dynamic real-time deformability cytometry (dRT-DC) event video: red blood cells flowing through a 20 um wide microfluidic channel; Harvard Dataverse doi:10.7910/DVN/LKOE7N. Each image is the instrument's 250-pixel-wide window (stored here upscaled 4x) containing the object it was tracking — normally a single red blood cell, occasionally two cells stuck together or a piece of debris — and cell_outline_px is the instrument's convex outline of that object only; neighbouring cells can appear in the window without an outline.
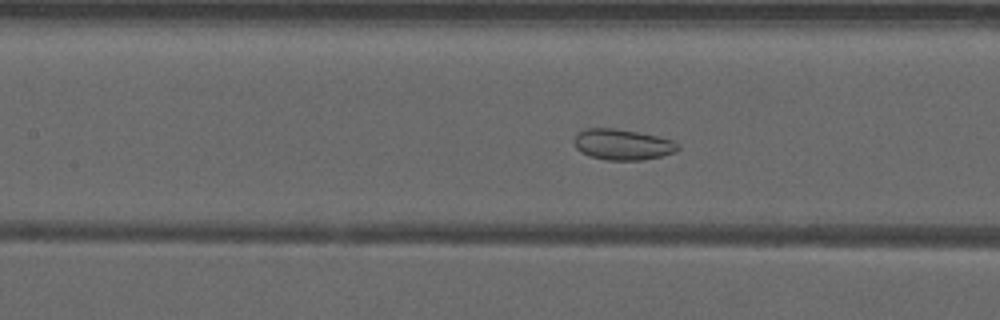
{"species": "common noctule bat (a hibernating species)", "species_latin": "Nyctalus noctula", "temperature_condition": "warm", "stored_images_in_passage": 52, "camera_frame_rate_fps": 3000, "um_per_image_px": 0.085, "animal": {"sex": "male", "forearm_length_mm": 52.5}, "frame": {"image": 1, "passage_image": 24, "time_ms": 7.667, "image_size_px": [1000, 320], "cell_outline_px": [[680, 148], [676, 152], [660, 156], [640, 160], [608, 160], [588, 156], [580, 152], [576, 148], [576, 132], [584, 128], [616, 128], [656, 136], [672, 140], [680, 144]], "centroid_in_image_um": [52.91, 12.28], "position_along_channel_um": 154.5, "area_um2": 18.61}}
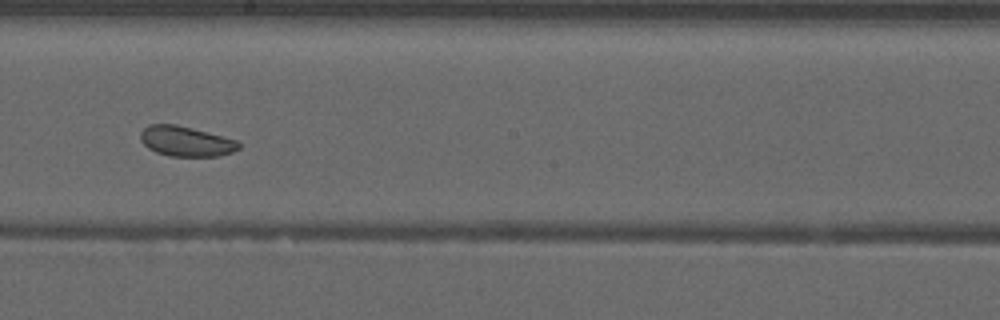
{"frame": {"image": 2, "passage_image": 30, "time_ms": 9.667, "image_size_px": [1000, 320], "cell_outline_px": [[240, 148], [232, 152], [216, 156], [168, 156], [156, 152], [148, 148], [140, 140], [140, 132], [148, 124], [176, 124], [192, 128], [236, 140], [240, 144]], "centroid_in_image_um": [15.77, 12.01], "position_along_channel_um": 232.4, "area_um2": 17.17}}
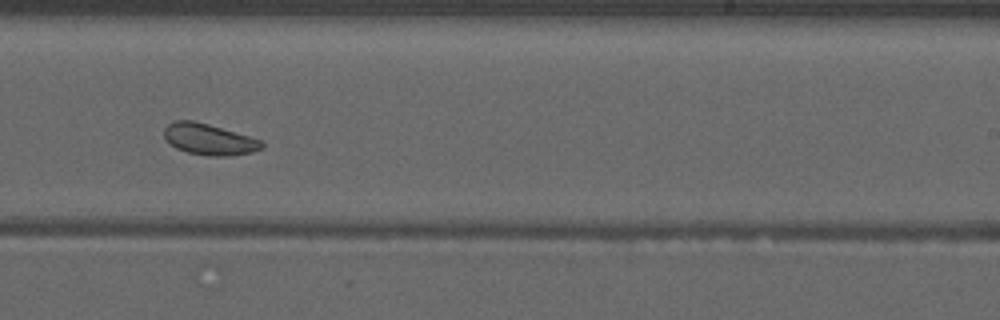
{"frame": {"image": 3, "passage_image": 33, "time_ms": 10.667, "image_size_px": [1000, 320], "cell_outline_px": [[264, 148], [252, 152], [228, 156], [208, 156], [188, 152], [176, 148], [164, 136], [164, 128], [168, 124], [176, 120], [192, 120], [208, 124], [264, 140]], "centroid_in_image_um": [17.82, 11.84], "position_along_channel_um": 271.2, "area_um2": 17.74}, "authors_computed_cell_mechanics": {"area_um2": 20.8369, "velocity_mm_per_s": 3.9186, "shape_relaxation_time_tau1_ms": null, "shape_relaxation_time_tau2_ms": 1.5778, "deformation_change_tau1": null, "deformation_change_tau2": 0.0639}}